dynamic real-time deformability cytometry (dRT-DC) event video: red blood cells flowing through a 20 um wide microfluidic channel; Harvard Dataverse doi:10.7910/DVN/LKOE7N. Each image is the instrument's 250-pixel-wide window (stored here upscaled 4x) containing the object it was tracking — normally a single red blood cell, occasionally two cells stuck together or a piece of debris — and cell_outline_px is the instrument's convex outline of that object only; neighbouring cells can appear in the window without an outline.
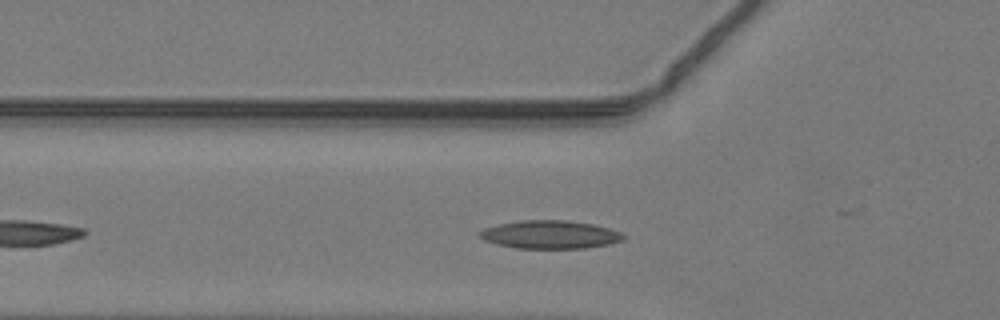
{"species": "common noctule bat (a hibernating species)", "species_latin": "Nyctalus noctula", "temperature_condition": "warm", "stored_images_in_passage": 40, "camera_frame_rate_fps": 3000, "um_per_image_px": 0.085, "animal": {"sex": "male", "body_mass_g": 19.2, "forearm_length_mm": 51.8}, "frame": {"image": 1, "passage_image": 11, "time_ms": 3.333, "image_size_px": [1000, 320], "cell_outline_px": [[624, 240], [608, 244], [584, 248], [516, 248], [496, 244], [484, 240], [480, 236], [480, 232], [484, 228], [500, 224], [520, 220], [564, 220], [592, 224], [608, 228], [620, 232], [624, 236]], "centroid_in_image_um": [46.75, 19.94], "position_along_channel_um": 79.1, "area_um2": 23.35}}
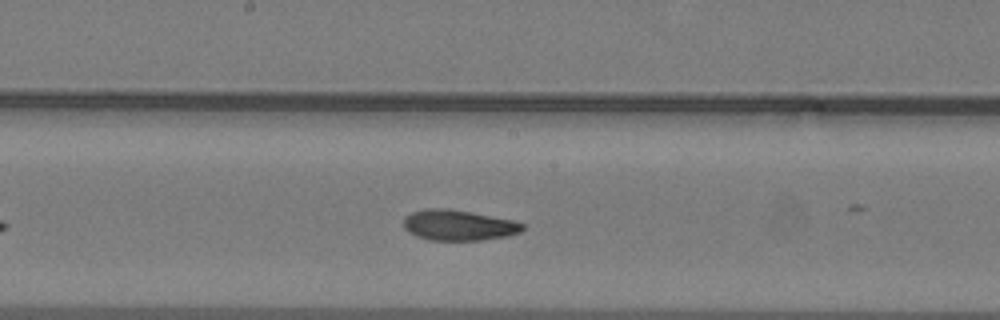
{"frame": {"image": 2, "passage_image": 20, "time_ms": 6.333, "image_size_px": [1000, 320], "cell_outline_px": [[524, 228], [520, 232], [504, 236], [480, 240], [428, 240], [416, 236], [408, 232], [404, 228], [404, 216], [412, 212], [428, 208], [448, 208], [512, 220], [524, 224]], "centroid_in_image_um": [38.92, 19.14], "position_along_channel_um": 209.3, "area_um2": 21.04}}
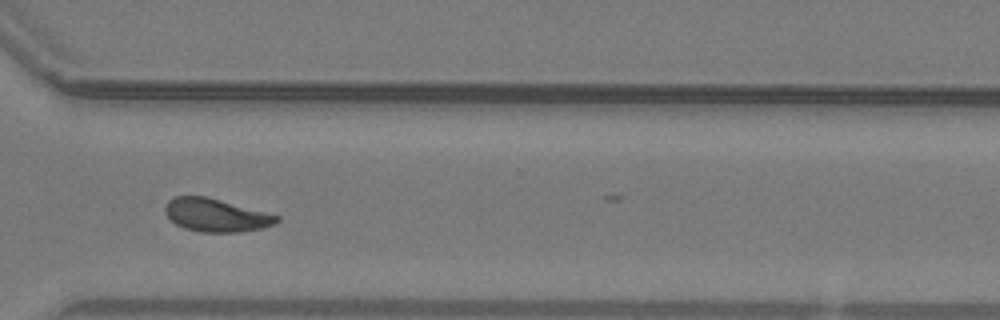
{"frame": {"image": 3, "passage_image": 30, "time_ms": 9.667, "image_size_px": [1000, 320], "cell_outline_px": [[280, 220], [276, 224], [264, 228], [240, 232], [200, 232], [184, 228], [176, 224], [164, 212], [164, 208], [168, 200], [176, 196], [204, 196], [220, 200], [280, 216]], "centroid_in_image_um": [18.37, 18.3], "position_along_channel_um": 352.2, "area_um2": 21.44}}